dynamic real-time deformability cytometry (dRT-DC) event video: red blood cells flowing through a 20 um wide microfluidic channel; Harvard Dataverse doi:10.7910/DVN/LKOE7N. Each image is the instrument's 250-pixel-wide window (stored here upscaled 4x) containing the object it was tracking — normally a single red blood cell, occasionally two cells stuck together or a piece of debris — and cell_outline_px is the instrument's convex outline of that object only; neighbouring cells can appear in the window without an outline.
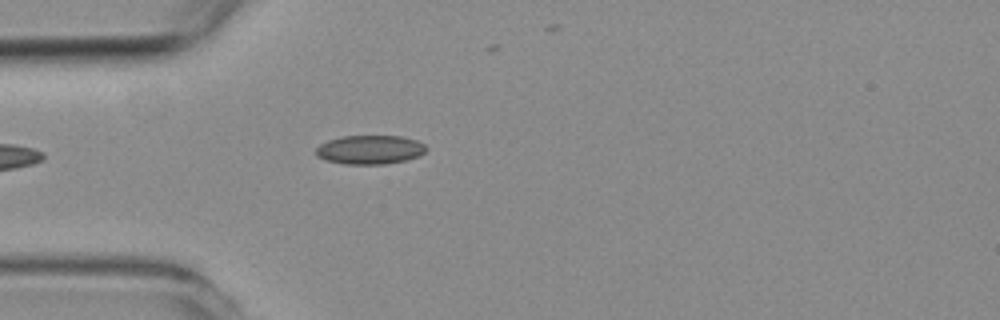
{"species": "common noctule bat (a hibernating species)", "species_latin": "Nyctalus noctula", "temperature_condition": "room temperature", "stored_images_in_passage": 5, "camera_frame_rate_fps": 3000, "um_per_image_px": 0.085, "animal": {"sex": "female", "body_mass_g": 19.3, "forearm_length_mm": 54.1}, "frame": {"image": 1, "passage_image": 5, "time_ms": 4.667, "image_size_px": [1000, 320], "cell_outline_px": [[428, 148], [420, 156], [404, 160], [384, 164], [344, 164], [324, 160], [316, 156], [316, 148], [320, 144], [328, 140], [340, 136], [400, 136], [416, 140], [424, 144]], "centroid_in_image_um": [31.42, 12.72], "position_along_channel_um": 53.6, "area_um2": 18.67}}